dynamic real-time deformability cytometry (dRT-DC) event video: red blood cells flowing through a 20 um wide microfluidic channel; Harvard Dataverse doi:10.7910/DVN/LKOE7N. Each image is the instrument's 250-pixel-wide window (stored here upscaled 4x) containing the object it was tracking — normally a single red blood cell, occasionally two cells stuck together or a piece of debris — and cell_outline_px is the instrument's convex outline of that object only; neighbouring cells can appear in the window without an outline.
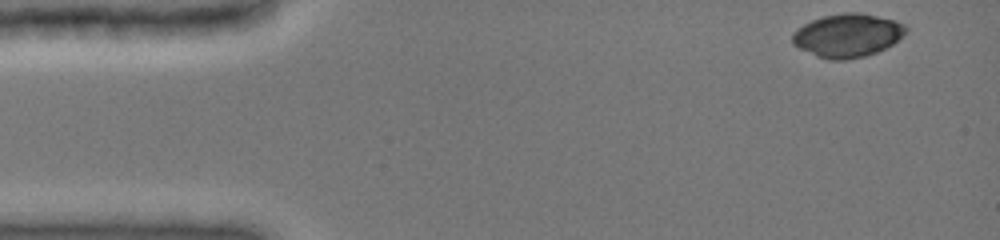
{"species": "common noctule bat (a hibernating species)", "species_latin": "Nyctalus noctula", "temperature_condition": "cold", "stored_images_in_passage": 30, "camera_frame_rate_fps": 3000, "um_per_image_px": 0.085, "animal": {"sex": "female", "body_mass_g": 19.0, "forearm_length_mm": 51.5}, "frame": {"image": 1, "passage_image": 1, "time_ms": 0.0, "image_size_px": [1000, 240], "cell_outline_px": [[908, 32], [892, 44], [876, 52], [864, 56], [844, 60], [828, 60], [816, 56], [792, 44], [792, 32], [804, 24], [812, 20], [824, 16], [844, 12], [860, 12], [892, 20], [904, 24], [908, 28]], "centroid_in_image_um": [72.03, 3.01], "position_along_channel_um": 13.0, "area_um2": 28.61}}
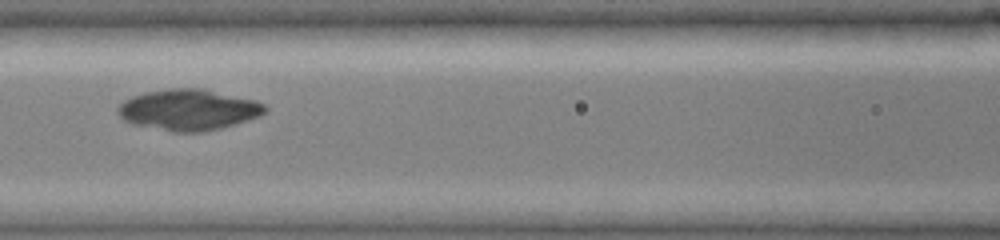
{"frame": {"image": 2, "passage_image": 13, "time_ms": 6.0, "image_size_px": [1000, 240], "cell_outline_px": [[268, 108], [260, 116], [236, 124], [204, 132], [172, 132], [132, 124], [124, 120], [116, 112], [116, 108], [124, 100], [132, 96], [144, 92], [168, 88], [204, 88], [256, 100], [264, 104]], "centroid_in_image_um": [16.01, 9.33], "position_along_channel_um": 150.6, "area_um2": 35.55}}
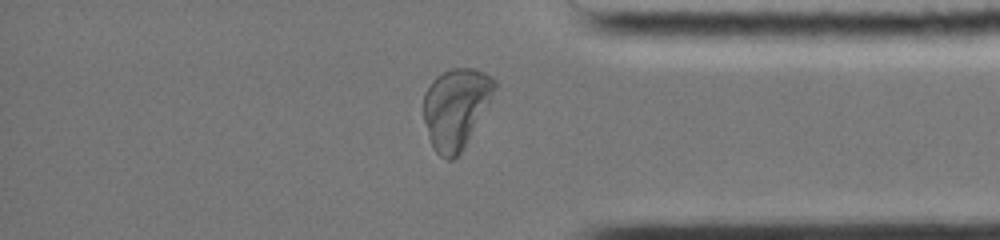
{"frame": {"image": 3, "passage_image": 26, "time_ms": 12.333, "image_size_px": [1000, 240], "cell_outline_px": [[496, 88], [492, 100], [464, 148], [452, 160], [448, 160], [440, 156], [432, 148], [428, 136], [424, 120], [424, 92], [432, 80], [436, 76], [452, 68], [472, 68], [484, 72], [492, 76], [496, 80]], "centroid_in_image_um": [38.77, 9.19], "position_along_channel_um": 396.4, "area_um2": 33.52}}